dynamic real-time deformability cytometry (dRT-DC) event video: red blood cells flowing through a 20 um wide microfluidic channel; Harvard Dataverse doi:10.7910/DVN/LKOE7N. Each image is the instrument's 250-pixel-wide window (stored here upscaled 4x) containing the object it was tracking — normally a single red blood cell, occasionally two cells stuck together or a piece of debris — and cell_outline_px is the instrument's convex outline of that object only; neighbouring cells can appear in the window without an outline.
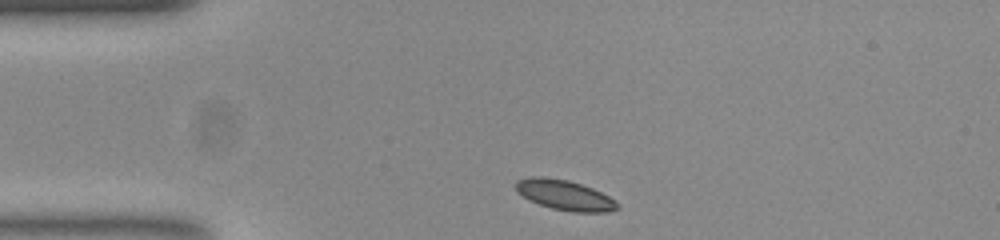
{"species": "common noctule bat (a hibernating species)", "species_latin": "Nyctalus noctula", "temperature_condition": "room temperature", "stored_images_in_passage": 34, "camera_frame_rate_fps": 3000, "um_per_image_px": 0.085, "animal": {"sex": "female", "body_mass_g": 23.0, "forearm_length_mm": 53.4}, "frame": {"image": 1, "passage_image": 1, "time_ms": 0.0, "image_size_px": [1000, 240], "cell_outline_px": [[620, 208], [608, 212], [572, 212], [552, 208], [528, 200], [516, 192], [516, 180], [528, 176], [540, 176], [568, 180], [592, 188], [616, 200], [620, 204]], "centroid_in_image_um": [47.99, 16.58], "position_along_channel_um": 37.0, "area_um2": 17.98}}
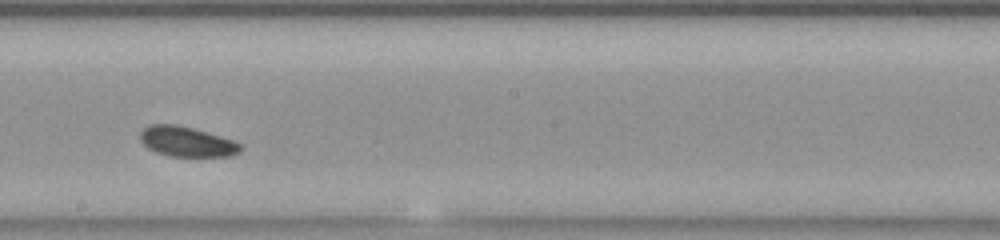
{"frame": {"image": 2, "passage_image": 19, "time_ms": 6.0, "image_size_px": [1000, 240], "cell_outline_px": [[244, 148], [240, 152], [232, 156], [168, 156], [156, 152], [148, 148], [140, 140], [140, 132], [144, 128], [152, 124], [176, 124], [192, 128], [232, 140], [240, 144]], "centroid_in_image_um": [15.87, 12.05], "position_along_channel_um": 232.3, "area_um2": 17.46}}
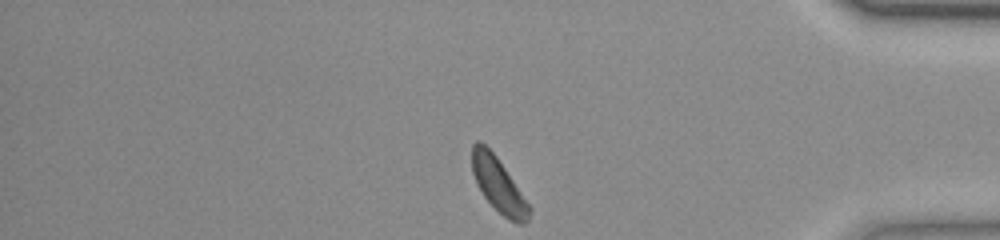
{"frame": {"image": 3, "passage_image": 34, "time_ms": 11.0, "image_size_px": [1000, 240], "cell_outline_px": [[532, 212], [528, 220], [524, 224], [516, 224], [508, 220], [484, 196], [476, 184], [472, 172], [472, 144], [476, 140], [480, 140], [496, 156], [532, 208]], "centroid_in_image_um": [42.38, 15.74], "position_along_channel_um": 392.8, "area_um2": 18.03}, "authors_computed_cell_mechanics": {"area_um2": 17.9758, "velocity_mm_per_s": 3.8099, "shape_relaxation_time_tau1_ms": 1.3787, "shape_relaxation_time_tau2_ms": null, "deformation_change_tau1": 0.04, "deformation_change_tau2": null}}